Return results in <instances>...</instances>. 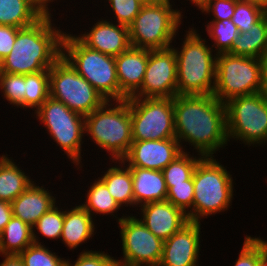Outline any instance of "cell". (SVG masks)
Masks as SVG:
<instances>
[{"label":"cell","mask_w":267,"mask_h":266,"mask_svg":"<svg viewBox=\"0 0 267 266\" xmlns=\"http://www.w3.org/2000/svg\"><path fill=\"white\" fill-rule=\"evenodd\" d=\"M173 112L175 138L182 151L186 152L189 145L195 154L215 157L221 148L228 146L225 103L213 94L176 95Z\"/></svg>","instance_id":"1"},{"label":"cell","mask_w":267,"mask_h":266,"mask_svg":"<svg viewBox=\"0 0 267 266\" xmlns=\"http://www.w3.org/2000/svg\"><path fill=\"white\" fill-rule=\"evenodd\" d=\"M54 19L52 14H45L35 24L18 30L13 49L3 59L5 73L25 75L49 70L54 65L62 56L65 32Z\"/></svg>","instance_id":"2"},{"label":"cell","mask_w":267,"mask_h":266,"mask_svg":"<svg viewBox=\"0 0 267 266\" xmlns=\"http://www.w3.org/2000/svg\"><path fill=\"white\" fill-rule=\"evenodd\" d=\"M193 26L184 30L180 48L174 47L176 40L171 46L177 60V95L213 94L217 54Z\"/></svg>","instance_id":"3"},{"label":"cell","mask_w":267,"mask_h":266,"mask_svg":"<svg viewBox=\"0 0 267 266\" xmlns=\"http://www.w3.org/2000/svg\"><path fill=\"white\" fill-rule=\"evenodd\" d=\"M215 157H202L193 173L194 201L190 222H201L232 208L234 179ZM231 206V207H230Z\"/></svg>","instance_id":"4"},{"label":"cell","mask_w":267,"mask_h":266,"mask_svg":"<svg viewBox=\"0 0 267 266\" xmlns=\"http://www.w3.org/2000/svg\"><path fill=\"white\" fill-rule=\"evenodd\" d=\"M85 136L108 153L109 161L122 160L133 142L128 101H106L86 115Z\"/></svg>","instance_id":"5"},{"label":"cell","mask_w":267,"mask_h":266,"mask_svg":"<svg viewBox=\"0 0 267 266\" xmlns=\"http://www.w3.org/2000/svg\"><path fill=\"white\" fill-rule=\"evenodd\" d=\"M174 6L173 0L143 5L129 26L132 47L147 50L170 48L179 37L183 18H187L183 15L184 10Z\"/></svg>","instance_id":"6"},{"label":"cell","mask_w":267,"mask_h":266,"mask_svg":"<svg viewBox=\"0 0 267 266\" xmlns=\"http://www.w3.org/2000/svg\"><path fill=\"white\" fill-rule=\"evenodd\" d=\"M66 32L62 38V56L106 101H120L115 57L87 47L72 32Z\"/></svg>","instance_id":"7"},{"label":"cell","mask_w":267,"mask_h":266,"mask_svg":"<svg viewBox=\"0 0 267 266\" xmlns=\"http://www.w3.org/2000/svg\"><path fill=\"white\" fill-rule=\"evenodd\" d=\"M30 115L40 122L39 125H43L45 133L55 142L53 144H57L59 150L64 151L62 155L66 154V159H69L77 170H81L84 167L82 156L86 154L82 151L85 116L70 110L64 103L50 96Z\"/></svg>","instance_id":"8"},{"label":"cell","mask_w":267,"mask_h":266,"mask_svg":"<svg viewBox=\"0 0 267 266\" xmlns=\"http://www.w3.org/2000/svg\"><path fill=\"white\" fill-rule=\"evenodd\" d=\"M225 107L229 142L253 148L267 145V99L262 94L231 98Z\"/></svg>","instance_id":"9"},{"label":"cell","mask_w":267,"mask_h":266,"mask_svg":"<svg viewBox=\"0 0 267 266\" xmlns=\"http://www.w3.org/2000/svg\"><path fill=\"white\" fill-rule=\"evenodd\" d=\"M261 62L259 58L231 53L217 55L213 96L223 103L229 99L260 92Z\"/></svg>","instance_id":"10"},{"label":"cell","mask_w":267,"mask_h":266,"mask_svg":"<svg viewBox=\"0 0 267 266\" xmlns=\"http://www.w3.org/2000/svg\"><path fill=\"white\" fill-rule=\"evenodd\" d=\"M50 97L83 116L100 108L106 99L61 56L49 69Z\"/></svg>","instance_id":"11"},{"label":"cell","mask_w":267,"mask_h":266,"mask_svg":"<svg viewBox=\"0 0 267 266\" xmlns=\"http://www.w3.org/2000/svg\"><path fill=\"white\" fill-rule=\"evenodd\" d=\"M126 100L130 106L133 141L175 138L173 98Z\"/></svg>","instance_id":"12"},{"label":"cell","mask_w":267,"mask_h":266,"mask_svg":"<svg viewBox=\"0 0 267 266\" xmlns=\"http://www.w3.org/2000/svg\"><path fill=\"white\" fill-rule=\"evenodd\" d=\"M138 217V214L129 215L128 212L117 223L123 257H115V262L124 266H158L162 257L163 241L148 230Z\"/></svg>","instance_id":"13"},{"label":"cell","mask_w":267,"mask_h":266,"mask_svg":"<svg viewBox=\"0 0 267 266\" xmlns=\"http://www.w3.org/2000/svg\"><path fill=\"white\" fill-rule=\"evenodd\" d=\"M177 95V60L172 47L149 50L145 76L138 98H173Z\"/></svg>","instance_id":"14"},{"label":"cell","mask_w":267,"mask_h":266,"mask_svg":"<svg viewBox=\"0 0 267 266\" xmlns=\"http://www.w3.org/2000/svg\"><path fill=\"white\" fill-rule=\"evenodd\" d=\"M201 223L189 222L163 241L162 257L158 266H199Z\"/></svg>","instance_id":"15"},{"label":"cell","mask_w":267,"mask_h":266,"mask_svg":"<svg viewBox=\"0 0 267 266\" xmlns=\"http://www.w3.org/2000/svg\"><path fill=\"white\" fill-rule=\"evenodd\" d=\"M182 152L176 138L133 141L122 161L128 167L162 171Z\"/></svg>","instance_id":"16"},{"label":"cell","mask_w":267,"mask_h":266,"mask_svg":"<svg viewBox=\"0 0 267 266\" xmlns=\"http://www.w3.org/2000/svg\"><path fill=\"white\" fill-rule=\"evenodd\" d=\"M94 21L96 23L89 27V30L85 32L80 30V34H74L87 47L116 57L132 46L129 27L112 22L103 16Z\"/></svg>","instance_id":"17"},{"label":"cell","mask_w":267,"mask_h":266,"mask_svg":"<svg viewBox=\"0 0 267 266\" xmlns=\"http://www.w3.org/2000/svg\"><path fill=\"white\" fill-rule=\"evenodd\" d=\"M141 222L162 241L170 238L190 221L187 214L168 201L149 202L137 208Z\"/></svg>","instance_id":"18"},{"label":"cell","mask_w":267,"mask_h":266,"mask_svg":"<svg viewBox=\"0 0 267 266\" xmlns=\"http://www.w3.org/2000/svg\"><path fill=\"white\" fill-rule=\"evenodd\" d=\"M149 50L130 47L115 57L120 101L132 97L141 87L148 63Z\"/></svg>","instance_id":"19"},{"label":"cell","mask_w":267,"mask_h":266,"mask_svg":"<svg viewBox=\"0 0 267 266\" xmlns=\"http://www.w3.org/2000/svg\"><path fill=\"white\" fill-rule=\"evenodd\" d=\"M34 182L16 199L11 202L13 216L33 227L40 217L54 207L57 201L56 194L50 192L46 185ZM41 184V186L39 185Z\"/></svg>","instance_id":"20"},{"label":"cell","mask_w":267,"mask_h":266,"mask_svg":"<svg viewBox=\"0 0 267 266\" xmlns=\"http://www.w3.org/2000/svg\"><path fill=\"white\" fill-rule=\"evenodd\" d=\"M66 207H64L60 241L65 247L67 246V250L74 251V249L78 250V247H82L84 243L86 244L96 234L97 219L95 220L80 204L76 203L75 206Z\"/></svg>","instance_id":"21"},{"label":"cell","mask_w":267,"mask_h":266,"mask_svg":"<svg viewBox=\"0 0 267 266\" xmlns=\"http://www.w3.org/2000/svg\"><path fill=\"white\" fill-rule=\"evenodd\" d=\"M132 174L134 208L149 202L166 201L167 187L160 170L129 167Z\"/></svg>","instance_id":"22"},{"label":"cell","mask_w":267,"mask_h":266,"mask_svg":"<svg viewBox=\"0 0 267 266\" xmlns=\"http://www.w3.org/2000/svg\"><path fill=\"white\" fill-rule=\"evenodd\" d=\"M107 170L102 171L99 179L107 186L109 193L122 207L134 208L133 181L130 168L122 160L109 161ZM112 163H114L112 165ZM111 164V165H110ZM118 164V165H117Z\"/></svg>","instance_id":"23"},{"label":"cell","mask_w":267,"mask_h":266,"mask_svg":"<svg viewBox=\"0 0 267 266\" xmlns=\"http://www.w3.org/2000/svg\"><path fill=\"white\" fill-rule=\"evenodd\" d=\"M9 156L6 152L0 160V200L11 203L34 182V179L23 170L20 162L17 164Z\"/></svg>","instance_id":"24"},{"label":"cell","mask_w":267,"mask_h":266,"mask_svg":"<svg viewBox=\"0 0 267 266\" xmlns=\"http://www.w3.org/2000/svg\"><path fill=\"white\" fill-rule=\"evenodd\" d=\"M87 187L88 190L86 191L87 193H85L84 201L82 202L81 200L77 203H80V205L88 211L94 219L99 215H111L110 217H115L114 219H116V222L118 223L127 215L124 212L121 217H117L118 211H121L120 209L122 208L109 193L107 186L98 178V174L97 178L94 179L93 182H90V186Z\"/></svg>","instance_id":"25"},{"label":"cell","mask_w":267,"mask_h":266,"mask_svg":"<svg viewBox=\"0 0 267 266\" xmlns=\"http://www.w3.org/2000/svg\"><path fill=\"white\" fill-rule=\"evenodd\" d=\"M44 15L31 0H0V25L25 28L35 24Z\"/></svg>","instance_id":"26"},{"label":"cell","mask_w":267,"mask_h":266,"mask_svg":"<svg viewBox=\"0 0 267 266\" xmlns=\"http://www.w3.org/2000/svg\"><path fill=\"white\" fill-rule=\"evenodd\" d=\"M267 51V13L246 32H239L228 53L260 58Z\"/></svg>","instance_id":"27"},{"label":"cell","mask_w":267,"mask_h":266,"mask_svg":"<svg viewBox=\"0 0 267 266\" xmlns=\"http://www.w3.org/2000/svg\"><path fill=\"white\" fill-rule=\"evenodd\" d=\"M33 243L32 227L12 216L0 233V255H19Z\"/></svg>","instance_id":"28"},{"label":"cell","mask_w":267,"mask_h":266,"mask_svg":"<svg viewBox=\"0 0 267 266\" xmlns=\"http://www.w3.org/2000/svg\"><path fill=\"white\" fill-rule=\"evenodd\" d=\"M190 153L189 149L186 152L183 151L162 170L167 190L173 184H186V181L193 177L194 170L202 156Z\"/></svg>","instance_id":"29"},{"label":"cell","mask_w":267,"mask_h":266,"mask_svg":"<svg viewBox=\"0 0 267 266\" xmlns=\"http://www.w3.org/2000/svg\"><path fill=\"white\" fill-rule=\"evenodd\" d=\"M205 32L208 34L211 41L210 44L213 51L218 55L221 53H228L239 34L238 28L231 21V19L223 21H207L205 23ZM214 42V43H213Z\"/></svg>","instance_id":"30"},{"label":"cell","mask_w":267,"mask_h":266,"mask_svg":"<svg viewBox=\"0 0 267 266\" xmlns=\"http://www.w3.org/2000/svg\"><path fill=\"white\" fill-rule=\"evenodd\" d=\"M60 205L61 202L59 203V206L58 204H56L49 211L43 214L36 222V224L32 227L34 243H44V241L40 242V235H42L43 238H47L49 240L57 241L59 239L58 241H60L64 222V207H61Z\"/></svg>","instance_id":"31"},{"label":"cell","mask_w":267,"mask_h":266,"mask_svg":"<svg viewBox=\"0 0 267 266\" xmlns=\"http://www.w3.org/2000/svg\"><path fill=\"white\" fill-rule=\"evenodd\" d=\"M49 96V70L25 74V111L35 112Z\"/></svg>","instance_id":"32"},{"label":"cell","mask_w":267,"mask_h":266,"mask_svg":"<svg viewBox=\"0 0 267 266\" xmlns=\"http://www.w3.org/2000/svg\"><path fill=\"white\" fill-rule=\"evenodd\" d=\"M0 92L7 104L25 110V75L3 73L0 77Z\"/></svg>","instance_id":"33"},{"label":"cell","mask_w":267,"mask_h":266,"mask_svg":"<svg viewBox=\"0 0 267 266\" xmlns=\"http://www.w3.org/2000/svg\"><path fill=\"white\" fill-rule=\"evenodd\" d=\"M45 244L33 243L19 254L24 266H65L66 259Z\"/></svg>","instance_id":"34"},{"label":"cell","mask_w":267,"mask_h":266,"mask_svg":"<svg viewBox=\"0 0 267 266\" xmlns=\"http://www.w3.org/2000/svg\"><path fill=\"white\" fill-rule=\"evenodd\" d=\"M104 2L109 4L104 3L103 5L104 8L106 6V13L108 14L107 11H109V15L112 13V15H114L112 16L113 19L112 17L106 16L107 18H110L108 20L127 27L133 23L135 17L139 14L141 7L144 5L140 0H104ZM107 5L110 6L109 10Z\"/></svg>","instance_id":"35"},{"label":"cell","mask_w":267,"mask_h":266,"mask_svg":"<svg viewBox=\"0 0 267 266\" xmlns=\"http://www.w3.org/2000/svg\"><path fill=\"white\" fill-rule=\"evenodd\" d=\"M252 236V237H251ZM239 256L234 266H261L266 261V253L263 242L257 235H246L244 237Z\"/></svg>","instance_id":"36"},{"label":"cell","mask_w":267,"mask_h":266,"mask_svg":"<svg viewBox=\"0 0 267 266\" xmlns=\"http://www.w3.org/2000/svg\"><path fill=\"white\" fill-rule=\"evenodd\" d=\"M265 14L266 12L261 8L244 0H238L231 21L238 28L239 32H246Z\"/></svg>","instance_id":"37"},{"label":"cell","mask_w":267,"mask_h":266,"mask_svg":"<svg viewBox=\"0 0 267 266\" xmlns=\"http://www.w3.org/2000/svg\"><path fill=\"white\" fill-rule=\"evenodd\" d=\"M166 201L180 208L189 216L193 212V177L187 180L186 184H173V186L167 190Z\"/></svg>","instance_id":"38"},{"label":"cell","mask_w":267,"mask_h":266,"mask_svg":"<svg viewBox=\"0 0 267 266\" xmlns=\"http://www.w3.org/2000/svg\"><path fill=\"white\" fill-rule=\"evenodd\" d=\"M76 257L75 261L66 258L65 266H112L115 263L114 256L100 249L99 251L83 249Z\"/></svg>","instance_id":"39"},{"label":"cell","mask_w":267,"mask_h":266,"mask_svg":"<svg viewBox=\"0 0 267 266\" xmlns=\"http://www.w3.org/2000/svg\"><path fill=\"white\" fill-rule=\"evenodd\" d=\"M238 0H208L198 11L211 17L210 21L231 19ZM213 16V17H212Z\"/></svg>","instance_id":"40"},{"label":"cell","mask_w":267,"mask_h":266,"mask_svg":"<svg viewBox=\"0 0 267 266\" xmlns=\"http://www.w3.org/2000/svg\"><path fill=\"white\" fill-rule=\"evenodd\" d=\"M20 28L0 25V57L4 59L13 49L17 32Z\"/></svg>","instance_id":"41"},{"label":"cell","mask_w":267,"mask_h":266,"mask_svg":"<svg viewBox=\"0 0 267 266\" xmlns=\"http://www.w3.org/2000/svg\"><path fill=\"white\" fill-rule=\"evenodd\" d=\"M12 216L11 203L0 200V233L3 231Z\"/></svg>","instance_id":"42"},{"label":"cell","mask_w":267,"mask_h":266,"mask_svg":"<svg viewBox=\"0 0 267 266\" xmlns=\"http://www.w3.org/2000/svg\"><path fill=\"white\" fill-rule=\"evenodd\" d=\"M261 62L260 94L267 99V51L259 58Z\"/></svg>","instance_id":"43"},{"label":"cell","mask_w":267,"mask_h":266,"mask_svg":"<svg viewBox=\"0 0 267 266\" xmlns=\"http://www.w3.org/2000/svg\"><path fill=\"white\" fill-rule=\"evenodd\" d=\"M3 260L0 266H24L22 259L19 255H0Z\"/></svg>","instance_id":"44"},{"label":"cell","mask_w":267,"mask_h":266,"mask_svg":"<svg viewBox=\"0 0 267 266\" xmlns=\"http://www.w3.org/2000/svg\"><path fill=\"white\" fill-rule=\"evenodd\" d=\"M35 5H37V7L40 8V10H42L45 14H52L53 15V11L55 12L56 10L51 7V4H54L55 1L56 3L57 0H31ZM59 1V0H58ZM54 2V3H53Z\"/></svg>","instance_id":"45"},{"label":"cell","mask_w":267,"mask_h":266,"mask_svg":"<svg viewBox=\"0 0 267 266\" xmlns=\"http://www.w3.org/2000/svg\"><path fill=\"white\" fill-rule=\"evenodd\" d=\"M244 1L249 2L250 4L261 8L264 12L267 13V0H244Z\"/></svg>","instance_id":"46"},{"label":"cell","mask_w":267,"mask_h":266,"mask_svg":"<svg viewBox=\"0 0 267 266\" xmlns=\"http://www.w3.org/2000/svg\"><path fill=\"white\" fill-rule=\"evenodd\" d=\"M186 1H190L189 3L194 7H196L197 10H199L208 0H185Z\"/></svg>","instance_id":"47"},{"label":"cell","mask_w":267,"mask_h":266,"mask_svg":"<svg viewBox=\"0 0 267 266\" xmlns=\"http://www.w3.org/2000/svg\"><path fill=\"white\" fill-rule=\"evenodd\" d=\"M144 5L146 4H155V3H159L165 0H140Z\"/></svg>","instance_id":"48"},{"label":"cell","mask_w":267,"mask_h":266,"mask_svg":"<svg viewBox=\"0 0 267 266\" xmlns=\"http://www.w3.org/2000/svg\"><path fill=\"white\" fill-rule=\"evenodd\" d=\"M257 237L263 242L265 253H266V260H267V240L261 238L260 236H257Z\"/></svg>","instance_id":"49"},{"label":"cell","mask_w":267,"mask_h":266,"mask_svg":"<svg viewBox=\"0 0 267 266\" xmlns=\"http://www.w3.org/2000/svg\"><path fill=\"white\" fill-rule=\"evenodd\" d=\"M3 73H4L3 59L0 57V77L2 76Z\"/></svg>","instance_id":"50"},{"label":"cell","mask_w":267,"mask_h":266,"mask_svg":"<svg viewBox=\"0 0 267 266\" xmlns=\"http://www.w3.org/2000/svg\"><path fill=\"white\" fill-rule=\"evenodd\" d=\"M112 266H124V265H120V264L115 262Z\"/></svg>","instance_id":"51"},{"label":"cell","mask_w":267,"mask_h":266,"mask_svg":"<svg viewBox=\"0 0 267 266\" xmlns=\"http://www.w3.org/2000/svg\"><path fill=\"white\" fill-rule=\"evenodd\" d=\"M261 266H267V260Z\"/></svg>","instance_id":"52"},{"label":"cell","mask_w":267,"mask_h":266,"mask_svg":"<svg viewBox=\"0 0 267 266\" xmlns=\"http://www.w3.org/2000/svg\"><path fill=\"white\" fill-rule=\"evenodd\" d=\"M5 156V154L3 153L1 156H0V160Z\"/></svg>","instance_id":"53"}]
</instances>
